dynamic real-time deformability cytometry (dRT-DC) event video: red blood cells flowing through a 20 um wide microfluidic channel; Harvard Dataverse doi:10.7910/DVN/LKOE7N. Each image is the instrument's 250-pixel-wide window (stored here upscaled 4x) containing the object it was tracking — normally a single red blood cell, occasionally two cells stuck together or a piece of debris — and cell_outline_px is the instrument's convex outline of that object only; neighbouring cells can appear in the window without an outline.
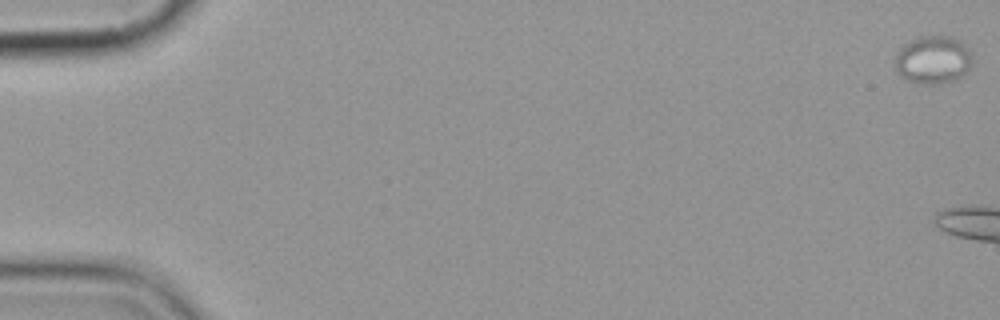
{"species": "common noctule bat (a hibernating species)", "species_latin": "Nyctalus noctula", "temperature_condition": "cold", "stored_images_in_passage": 5, "camera_frame_rate_fps": 3000, "um_per_image_px": 0.085, "animal": {"sex": "female", "body_mass_g": 19.9}, "frame": {"image": 1, "passage_image": 1, "time_ms": 0.0, "image_size_px": [1000, 320], "cell_outline_px": [[972, 64], [956, 80], [936, 84], [928, 84], [908, 80], [900, 76], [896, 72], [896, 56], [900, 48], [908, 40], [920, 36], [952, 36], [964, 44], [968, 48], [972, 56]], "centroid_in_image_um": [79.3, 5.06], "position_along_channel_um": 5.7, "area_um2": 21.56}}
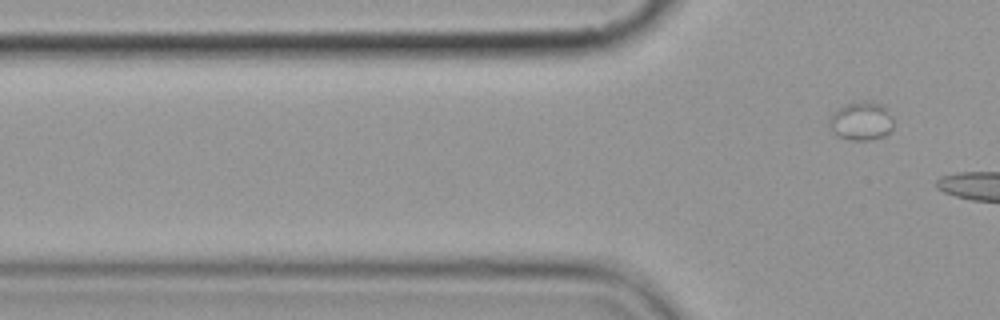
{"frame": {"image": 2, "passage_image": 5, "time_ms": 5.667, "image_size_px": [1000, 320], "cell_outline_px": [[892, 128], [884, 136], [868, 140], [852, 140], [836, 136], [828, 124], [828, 120], [832, 112], [848, 104], [864, 100], [872, 100], [888, 108], [892, 116]], "centroid_in_image_um": [73.2, 10.28], "position_along_channel_um": 52.6, "area_um2": 14.57}}